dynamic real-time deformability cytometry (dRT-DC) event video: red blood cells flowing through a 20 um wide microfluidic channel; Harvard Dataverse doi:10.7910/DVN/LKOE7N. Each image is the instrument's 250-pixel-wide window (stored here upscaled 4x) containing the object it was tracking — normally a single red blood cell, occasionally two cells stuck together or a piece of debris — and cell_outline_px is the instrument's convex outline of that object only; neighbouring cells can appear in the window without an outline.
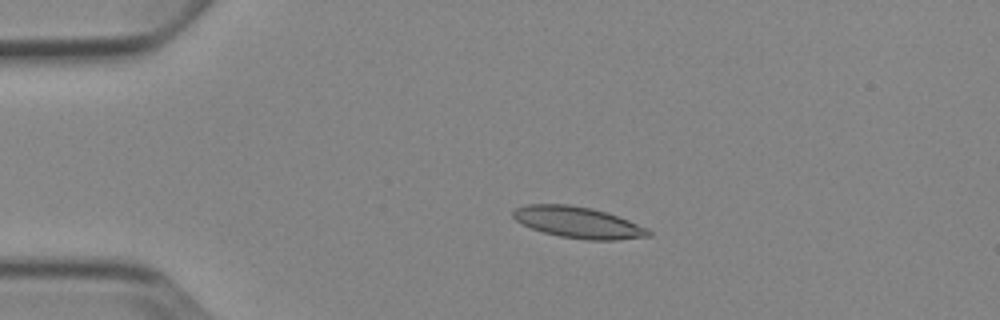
{"species": "Egyptian fruit bat (a non-hibernating species)", "species_latin": "Rousettus aegyptiacus", "temperature_condition": "cold", "stored_images_in_passage": 4, "camera_frame_rate_fps": 3000, "um_per_image_px": 0.085, "animal": {"sex": "female"}, "frame": {"image": 1, "passage_image": 2, "time_ms": 1.333, "image_size_px": [1000, 320], "cell_outline_px": [[652, 236], [616, 240], [588, 240], [560, 236], [544, 232], [532, 228], [516, 220], [512, 216], [512, 212], [516, 208], [528, 204], [568, 204], [592, 208], [608, 212], [648, 228], [652, 232]], "centroid_in_image_um": [49.18, 18.9], "position_along_channel_um": 35.8, "area_um2": 24.68}}
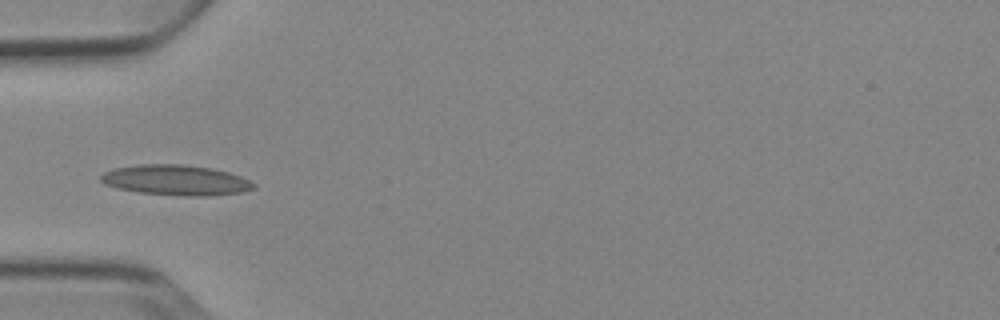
{"frame": {"image": 2, "passage_image": 4, "time_ms": 3.333, "image_size_px": [1000, 320], "cell_outline_px": [[256, 188], [240, 192], [208, 196], [184, 196], [140, 192], [116, 188], [104, 184], [100, 180], [100, 176], [104, 172], [112, 168], [136, 164], [184, 164], [212, 168], [228, 172], [240, 176], [256, 184]], "centroid_in_image_um": [14.92, 15.3], "position_along_channel_um": 70.1, "area_um2": 27.17}}